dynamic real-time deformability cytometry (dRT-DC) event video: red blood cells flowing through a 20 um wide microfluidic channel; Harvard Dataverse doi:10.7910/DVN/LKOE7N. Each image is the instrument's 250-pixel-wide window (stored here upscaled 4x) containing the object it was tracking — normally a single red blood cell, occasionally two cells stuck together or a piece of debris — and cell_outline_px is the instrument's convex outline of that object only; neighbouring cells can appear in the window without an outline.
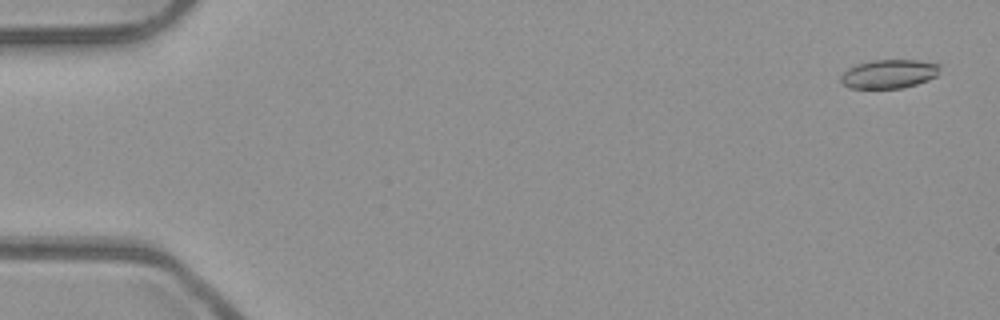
{"species": "common noctule bat (a hibernating species)", "species_latin": "Nyctalus noctula", "temperature_condition": "room temperature", "stored_images_in_passage": 54, "camera_frame_rate_fps": 3000, "um_per_image_px": 0.085, "animal": {"sex": "male", "body_mass_g": 23.1, "forearm_length_mm": 52.7}, "frame": {"image": 1, "passage_image": 3, "time_ms": 0.667, "image_size_px": [1000, 320], "cell_outline_px": [[940, 68], [936, 76], [928, 80], [904, 88], [848, 88], [840, 80], [840, 76], [848, 68], [856, 64], [872, 60], [916, 60], [940, 64]], "centroid_in_image_um": [75.55, 6.28], "position_along_channel_um": 9.4, "area_um2": 16.65}}
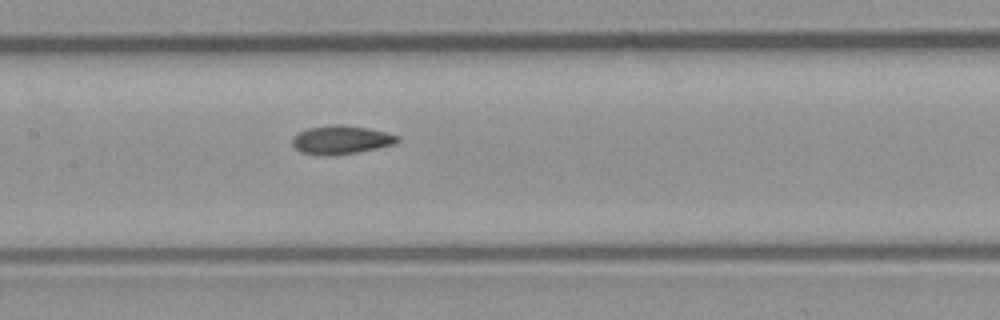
{"frame": {"image": 2, "passage_image": 27, "time_ms": 8.667, "image_size_px": [1000, 320], "cell_outline_px": [[400, 140], [392, 144], [376, 148], [356, 152], [324, 156], [300, 152], [292, 144], [292, 136], [296, 132], [308, 128], [336, 124], [340, 124], [368, 128], [400, 136]], "centroid_in_image_um": [28.94, 11.88], "position_along_channel_um": 178.5, "area_um2": 17.4}}
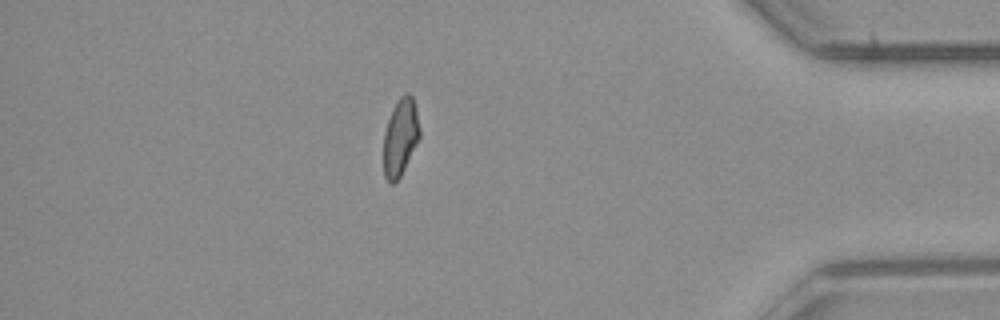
{"frame": {"image": 3, "passage_image": 47, "time_ms": 15.333, "image_size_px": [1000, 320], "cell_outline_px": [[420, 136], [400, 176], [392, 184], [384, 176], [384, 132], [392, 108], [396, 100], [404, 92], [408, 92], [412, 96], [416, 108], [420, 128]], "centroid_in_image_um": [34.03, 11.59], "position_along_channel_um": 401.2, "area_um2": 16.13}, "authors_computed_cell_mechanics": {"area_um2": 16.9354, "velocity_mm_per_s": 3.959, "shape_relaxation_time_tau1_ms": null, "shape_relaxation_time_tau2_ms": 2.1669, "deformation_change_tau1": null, "deformation_change_tau2": 0.0716}}